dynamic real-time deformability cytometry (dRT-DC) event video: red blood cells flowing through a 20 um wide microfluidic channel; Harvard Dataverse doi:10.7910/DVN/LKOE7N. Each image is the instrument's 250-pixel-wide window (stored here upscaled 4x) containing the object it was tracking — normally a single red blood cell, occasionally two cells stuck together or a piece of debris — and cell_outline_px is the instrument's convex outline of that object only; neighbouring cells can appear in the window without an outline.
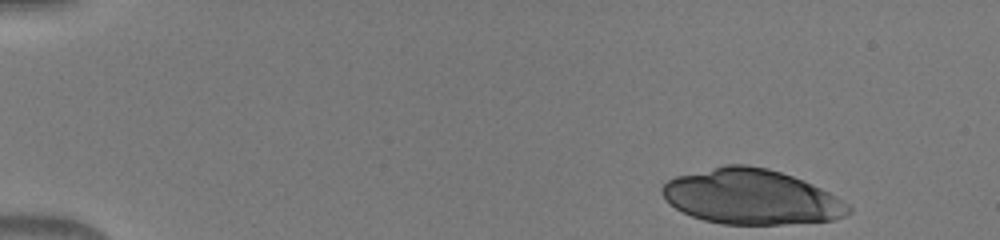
{"species": "human", "species_latin": "Homo sapiens", "temperature_condition": "warm", "stored_images_in_passage": 45, "camera_frame_rate_fps": 3000, "um_per_image_px": 0.085, "donor": {"sex": "male"}, "frame": {"image": 1, "passage_image": 1, "time_ms": 0.0, "image_size_px": [1000, 240], "cell_outline_px": [[852, 212], [844, 216], [832, 220], [784, 224], [720, 224], [704, 220], [692, 216], [668, 204], [664, 200], [660, 192], [660, 188], [668, 180], [676, 176], [724, 164], [748, 164], [768, 168], [804, 180], [836, 196], [848, 204], [852, 208]], "centroid_in_image_um": [63.83, 16.72], "position_along_channel_um": 21.2, "area_um2": 60.0}}